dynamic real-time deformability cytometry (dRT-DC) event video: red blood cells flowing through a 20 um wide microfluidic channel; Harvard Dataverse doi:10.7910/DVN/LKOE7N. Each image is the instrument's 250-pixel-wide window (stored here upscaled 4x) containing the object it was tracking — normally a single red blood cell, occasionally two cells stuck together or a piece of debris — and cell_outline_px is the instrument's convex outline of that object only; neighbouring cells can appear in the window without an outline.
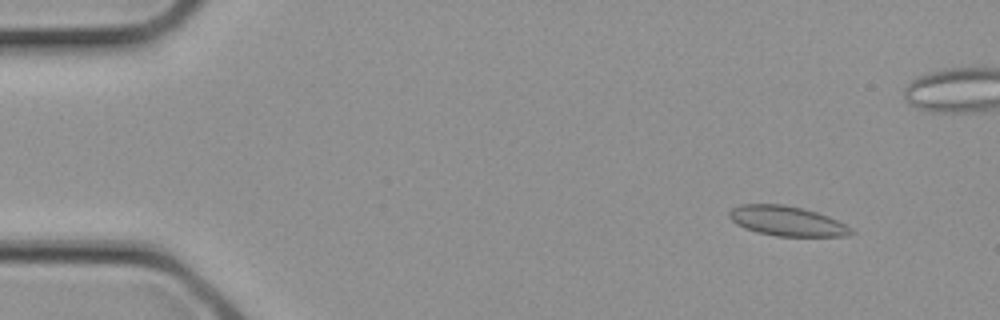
{"species": "common noctule bat (a hibernating species)", "species_latin": "Nyctalus noctula", "temperature_condition": "cold", "stored_images_in_passage": 3, "camera_frame_rate_fps": 3000, "um_per_image_px": 0.085, "animal": {"sex": "female", "body_mass_g": 21.9}, "frame": {"image": 1, "passage_image": 1, "time_ms": 0.0, "image_size_px": [1000, 320], "cell_outline_px": [[856, 232], [848, 236], [776, 236], [756, 232], [744, 228], [736, 224], [728, 216], [728, 212], [732, 208], [740, 204], [780, 204], [804, 208], [828, 216], [852, 228]], "centroid_in_image_um": [66.88, 18.79], "position_along_channel_um": 18.1, "area_um2": 21.27}}